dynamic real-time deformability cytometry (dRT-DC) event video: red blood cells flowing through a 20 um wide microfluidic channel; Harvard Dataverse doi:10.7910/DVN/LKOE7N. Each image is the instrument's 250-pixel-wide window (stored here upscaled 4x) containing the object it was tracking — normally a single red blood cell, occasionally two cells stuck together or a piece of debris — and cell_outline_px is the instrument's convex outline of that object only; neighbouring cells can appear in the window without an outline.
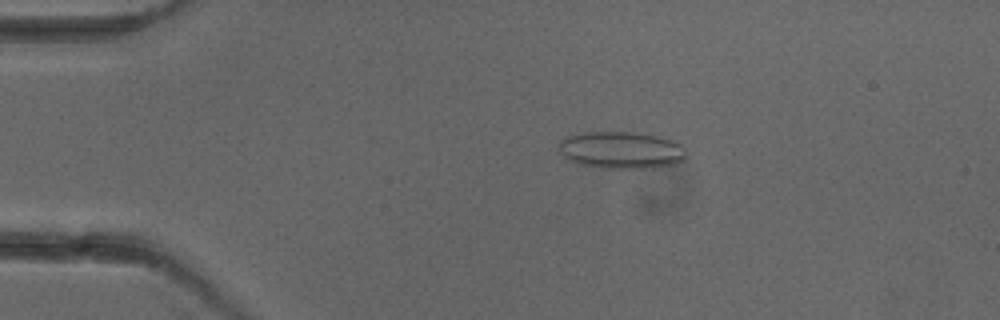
{"species": "common noctule bat (a hibernating species)", "species_latin": "Nyctalus noctula", "temperature_condition": "cold", "stored_images_in_passage": 5, "camera_frame_rate_fps": 3000, "um_per_image_px": 0.085, "animal": {"sex": "female"}, "frame": {"image": 1, "passage_image": 3, "time_ms": 2.333, "image_size_px": [1000, 320], "cell_outline_px": [[688, 148], [684, 160], [676, 164], [660, 168], [600, 168], [580, 164], [568, 160], [556, 148], [556, 144], [564, 136], [584, 132], [632, 132], [660, 136], [676, 140]], "centroid_in_image_um": [52.84, 12.76], "position_along_channel_um": 32.2, "area_um2": 28.44}}